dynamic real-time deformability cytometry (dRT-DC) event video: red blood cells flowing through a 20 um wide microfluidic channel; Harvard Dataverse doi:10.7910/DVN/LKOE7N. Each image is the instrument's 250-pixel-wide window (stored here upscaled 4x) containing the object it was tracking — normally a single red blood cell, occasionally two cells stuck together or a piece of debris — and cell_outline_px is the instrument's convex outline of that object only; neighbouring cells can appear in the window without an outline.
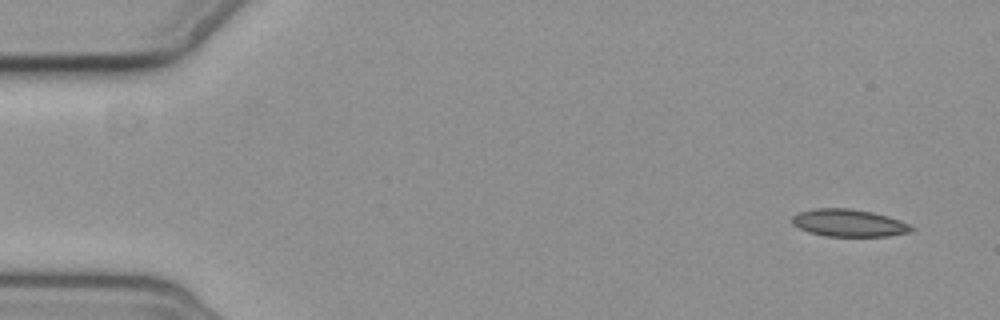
{"species": "common noctule bat (a hibernating species)", "species_latin": "Nyctalus noctula", "temperature_condition": "cold", "stored_images_in_passage": 5, "camera_frame_rate_fps": 3000, "um_per_image_px": 0.085, "animal": {"sex": "female", "body_mass_g": 19.3, "forearm_length_mm": 54.1}, "frame": {"image": 1, "passage_image": 1, "time_ms": 0.0, "image_size_px": [1000, 320], "cell_outline_px": [[916, 228], [912, 232], [888, 236], [824, 236], [808, 232], [792, 224], [792, 216], [800, 212], [812, 208], [852, 208], [872, 212], [888, 216], [900, 220]], "centroid_in_image_um": [72.16, 18.95], "position_along_channel_um": 12.8, "area_um2": 19.19}}
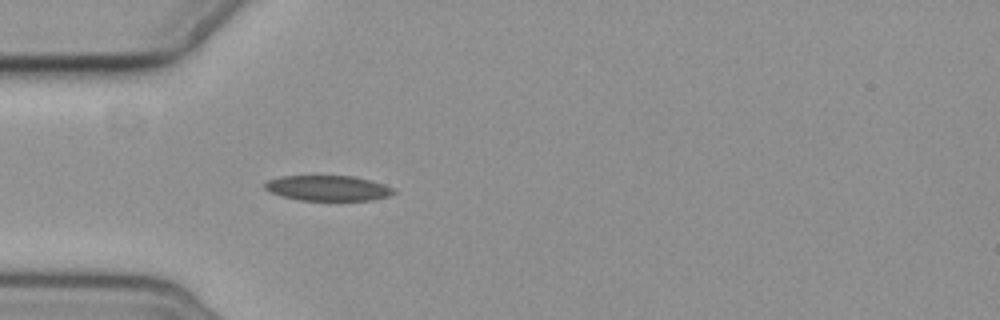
{"frame": {"image": 2, "passage_image": 5, "time_ms": 4.667, "image_size_px": [1000, 320], "cell_outline_px": [[396, 192], [388, 196], [372, 200], [296, 200], [280, 196], [264, 188], [264, 184], [268, 180], [280, 176], [352, 176], [384, 184], [392, 188]], "centroid_in_image_um": [27.84, 15.99], "position_along_channel_um": 57.2, "area_um2": 18.9}}